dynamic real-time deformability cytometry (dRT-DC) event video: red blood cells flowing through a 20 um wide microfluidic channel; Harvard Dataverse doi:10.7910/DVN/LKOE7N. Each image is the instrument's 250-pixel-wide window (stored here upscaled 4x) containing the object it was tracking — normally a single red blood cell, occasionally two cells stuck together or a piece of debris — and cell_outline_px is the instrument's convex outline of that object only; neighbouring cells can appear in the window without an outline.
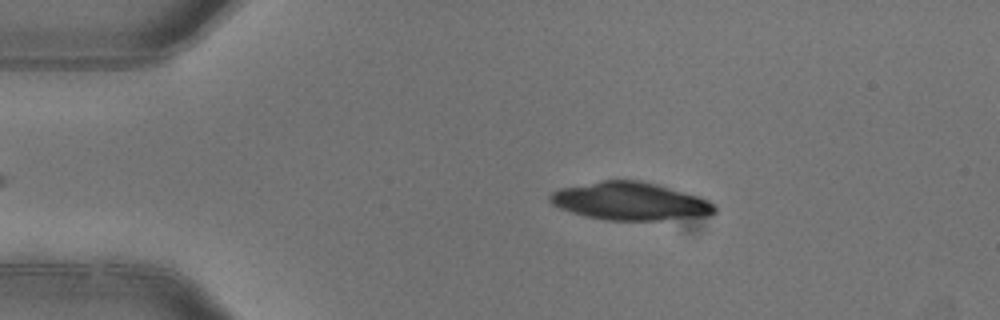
{"species": "common noctule bat (a hibernating species)", "species_latin": "Nyctalus noctula", "temperature_condition": "warm", "stored_images_in_passage": 2, "camera_frame_rate_fps": 3000, "um_per_image_px": 0.085, "animal": {"sex": "female"}, "frame": {"image": 1, "passage_image": 2, "time_ms": 0.333, "image_size_px": [1000, 320], "cell_outline_px": [[716, 212], [708, 216], [660, 220], [608, 220], [588, 216], [572, 212], [560, 208], [552, 204], [548, 200], [548, 196], [552, 192], [560, 188], [600, 180], [640, 180], [656, 184], [700, 196], [716, 204]], "centroid_in_image_um": [53.59, 17.1], "position_along_channel_um": 31.4, "area_um2": 36.47}}